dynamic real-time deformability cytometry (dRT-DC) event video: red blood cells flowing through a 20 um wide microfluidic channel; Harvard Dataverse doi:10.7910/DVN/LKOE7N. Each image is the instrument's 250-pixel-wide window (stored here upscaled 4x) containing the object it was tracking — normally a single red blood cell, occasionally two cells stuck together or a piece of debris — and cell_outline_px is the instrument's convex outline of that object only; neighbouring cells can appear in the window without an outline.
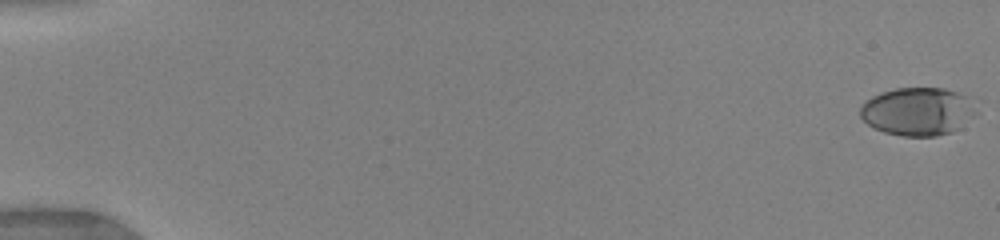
{"species": "human", "species_latin": "Homo sapiens", "temperature_condition": "warm", "stored_images_in_passage": 111, "camera_frame_rate_fps": 3000, "um_per_image_px": 0.085, "donor": {"sex": "female"}, "frame": {"image": 1, "passage_image": 1, "time_ms": 0.0, "image_size_px": [1000, 240], "cell_outline_px": [[968, 100], [956, 128], [952, 132], [936, 136], [904, 136], [884, 132], [868, 124], [860, 116], [860, 104], [864, 100], [880, 92], [896, 88], [944, 88], [968, 96]], "centroid_in_image_um": [77.74, 9.45], "position_along_channel_um": 7.3, "area_um2": 30.75}}
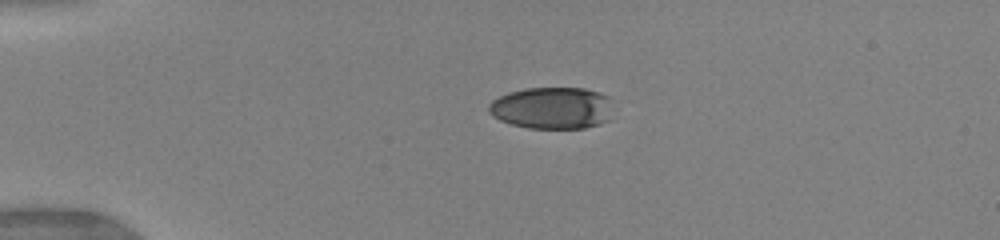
{"frame": {"image": 2, "passage_image": 30, "time_ms": 4.0, "image_size_px": [1000, 240], "cell_outline_px": [[608, 120], [600, 124], [584, 128], [528, 128], [512, 124], [500, 120], [492, 116], [488, 112], [488, 104], [492, 100], [508, 92], [524, 88], [584, 88], [600, 92], [608, 96]], "centroid_in_image_um": [46.86, 9.17], "position_along_channel_um": 38.1, "area_um2": 30.23}}
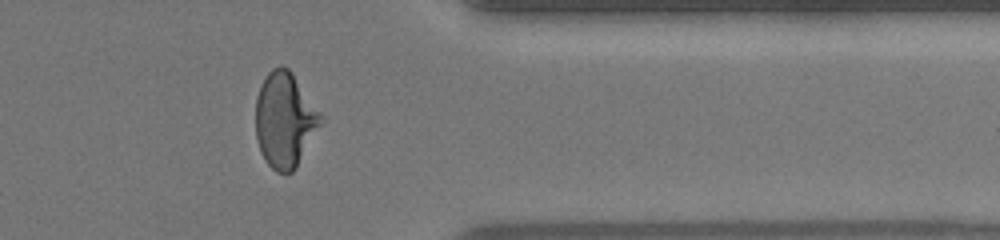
{"frame": {"image": 3, "passage_image": 90, "time_ms": 14.0, "image_size_px": [1000, 240], "cell_outline_px": [[324, 124], [296, 168], [292, 172], [276, 172], [268, 164], [260, 152], [256, 140], [256, 96], [260, 84], [268, 72], [272, 68], [280, 64], [288, 68], [292, 72], [324, 116]], "centroid_in_image_um": [24.24, 10.19], "position_along_channel_um": 387.2, "area_um2": 36.88}, "authors_computed_cell_mechanics": {"area_um2": 34.969, "velocity_mm_per_s": 4.044, "shape_relaxation_time_tau1_ms": 4.871, "shape_relaxation_time_tau2_ms": null, "deformation_change_tau1": 0.2293, "deformation_change_tau2": null}}